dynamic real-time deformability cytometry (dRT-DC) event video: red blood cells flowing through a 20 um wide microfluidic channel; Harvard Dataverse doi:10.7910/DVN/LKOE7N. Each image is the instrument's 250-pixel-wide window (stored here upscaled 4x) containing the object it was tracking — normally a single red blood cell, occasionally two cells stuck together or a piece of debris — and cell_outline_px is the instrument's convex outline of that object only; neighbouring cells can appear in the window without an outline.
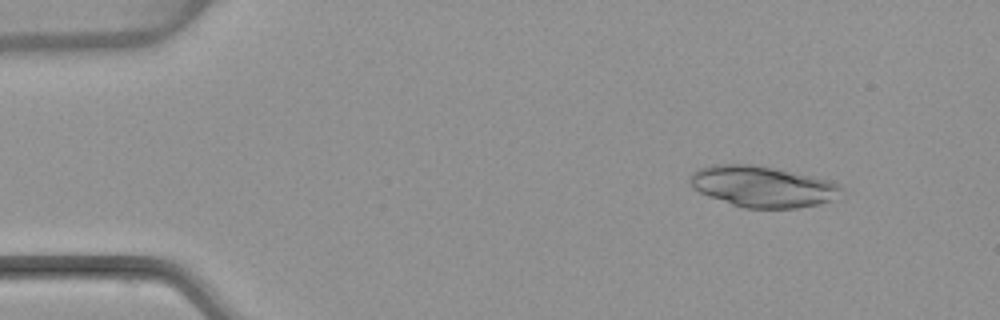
{"species": "common noctule bat (a hibernating species)", "species_latin": "Nyctalus noctula", "temperature_condition": "warm", "stored_images_in_passage": 51, "camera_frame_rate_fps": 3000, "um_per_image_px": 0.085, "animal": {"sex": "female", "body_mass_g": 22.7, "forearm_length_mm": 54.2}, "frame": {"image": 1, "passage_image": 6, "time_ms": 1.667, "image_size_px": [1000, 320], "cell_outline_px": [[844, 192], [820, 204], [796, 208], [744, 208], [708, 196], [692, 188], [688, 180], [692, 172], [700, 168], [712, 164], [756, 164], [812, 176], [828, 180], [836, 184]], "centroid_in_image_um": [64.75, 15.84], "position_along_channel_um": 20.2, "area_um2": 36.07}}